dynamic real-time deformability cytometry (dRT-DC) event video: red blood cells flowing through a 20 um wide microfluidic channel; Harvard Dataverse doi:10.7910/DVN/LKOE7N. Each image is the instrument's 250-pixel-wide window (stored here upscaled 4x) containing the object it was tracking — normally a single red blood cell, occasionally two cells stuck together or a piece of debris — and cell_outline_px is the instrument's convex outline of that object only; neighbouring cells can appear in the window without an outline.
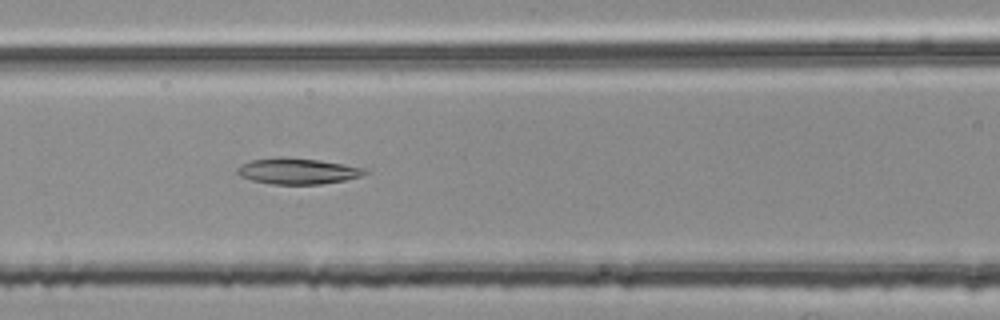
{"species": "common noctule bat (a hibernating species)", "species_latin": "Nyctalus noctula", "temperature_condition": "room temperature", "stored_images_in_passage": 33, "camera_frame_rate_fps": 3000, "um_per_image_px": 0.085, "animal": {"sex": "female", "body_mass_g": 25.1}, "frame": {"image": 1, "passage_image": 7, "time_ms": 2.0, "image_size_px": [1000, 320], "cell_outline_px": [[368, 172], [360, 176], [344, 180], [320, 184], [272, 184], [252, 180], [240, 176], [236, 172], [236, 168], [240, 164], [252, 160], [280, 156], [284, 156], [320, 160], [344, 164], [364, 168]], "centroid_in_image_um": [25.25, 14.53], "position_along_channel_um": 141.4, "area_um2": 19.36}}
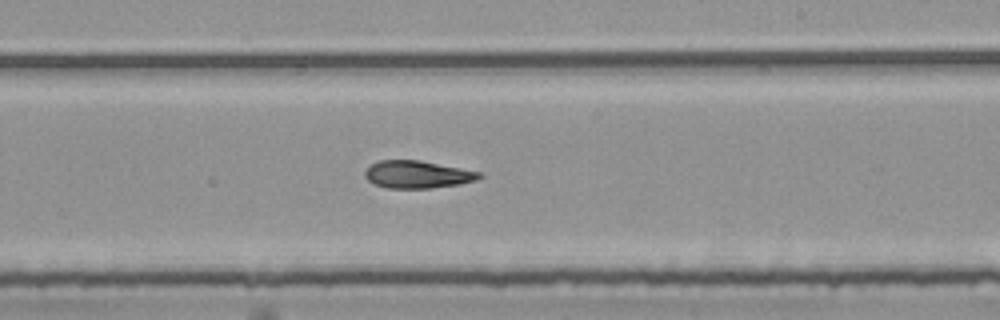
{"frame": {"image": 2, "passage_image": 16, "time_ms": 5.0, "image_size_px": [1000, 320], "cell_outline_px": [[484, 176], [476, 180], [456, 184], [432, 188], [388, 188], [372, 184], [364, 176], [364, 172], [372, 164], [380, 160], [420, 160], [480, 172]], "centroid_in_image_um": [35.45, 14.83], "position_along_channel_um": 253.6, "area_um2": 18.21}}
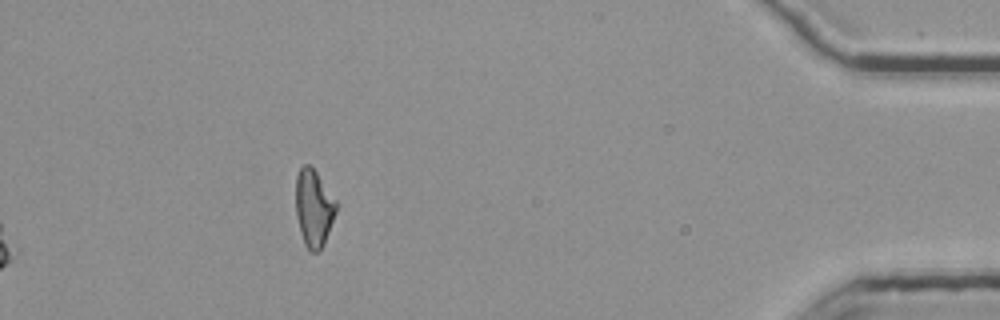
{"frame": {"image": 3, "passage_image": 33, "time_ms": 10.667, "image_size_px": [1000, 320], "cell_outline_px": [[336, 212], [324, 244], [316, 252], [308, 252], [304, 244], [300, 232], [296, 216], [296, 176], [300, 168], [304, 164], [308, 164], [316, 172], [336, 200]], "centroid_in_image_um": [26.65, 17.71], "position_along_channel_um": 408.5, "area_um2": 18.09}, "authors_computed_cell_mechanics": {"area_um2": 18.7272, "velocity_mm_per_s": 3.762, "shape_relaxation_time_tau1_ms": null, "shape_relaxation_time_tau2_ms": 6.9963, "deformation_change_tau1": null, "deformation_change_tau2": 0.1687}}